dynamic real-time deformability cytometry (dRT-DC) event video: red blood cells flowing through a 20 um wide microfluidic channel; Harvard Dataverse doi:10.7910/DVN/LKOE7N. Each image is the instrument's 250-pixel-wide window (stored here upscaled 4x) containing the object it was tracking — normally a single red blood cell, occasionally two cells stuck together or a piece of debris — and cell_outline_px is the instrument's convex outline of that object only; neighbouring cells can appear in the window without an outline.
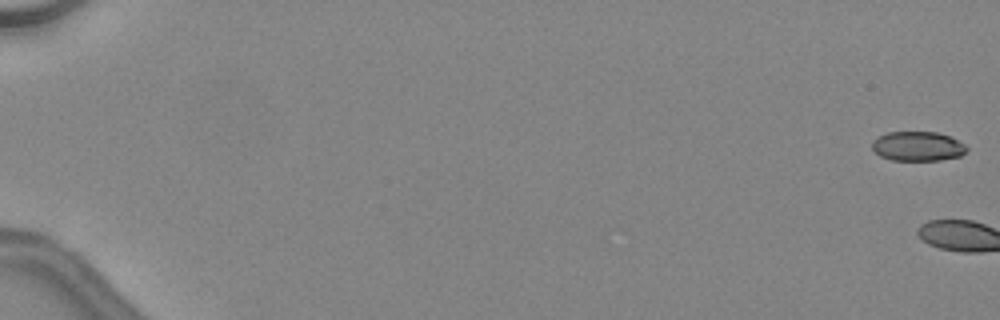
{"species": "common noctule bat (a hibernating species)", "species_latin": "Nyctalus noctula", "temperature_condition": "warm", "stored_images_in_passage": 3, "camera_frame_rate_fps": 3000, "um_per_image_px": 0.085, "animal": {"sex": "female", "body_mass_g": 24.6, "forearm_length_mm": 56.2}, "frame": {"image": 1, "passage_image": 1, "time_ms": 0.0, "image_size_px": [1000, 320], "cell_outline_px": [[968, 148], [960, 156], [940, 160], [892, 160], [880, 156], [872, 148], [872, 140], [888, 132], [936, 132], [948, 136], [964, 144]], "centroid_in_image_um": [77.98, 12.43], "position_along_channel_um": 7.0, "area_um2": 16.07}}